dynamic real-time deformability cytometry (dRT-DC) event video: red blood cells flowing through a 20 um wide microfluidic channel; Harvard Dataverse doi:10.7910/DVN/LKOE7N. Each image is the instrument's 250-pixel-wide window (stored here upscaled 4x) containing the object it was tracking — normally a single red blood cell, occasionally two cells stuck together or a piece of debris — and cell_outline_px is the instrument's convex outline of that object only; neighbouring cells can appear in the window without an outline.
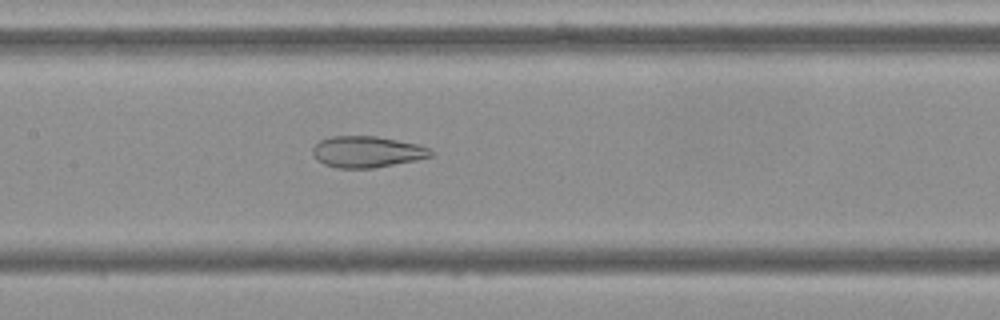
{"species": "Egyptian fruit bat (a non-hibernating species)", "species_latin": "Rousettus aegyptiacus", "temperature_condition": "cold", "stored_images_in_passage": 55, "camera_frame_rate_fps": 3000, "um_per_image_px": 0.085, "frame": {"image": 1, "passage_image": 26, "time_ms": 8.333, "image_size_px": [1000, 320], "cell_outline_px": [[432, 156], [416, 160], [372, 168], [336, 168], [324, 164], [316, 160], [312, 152], [312, 148], [320, 140], [332, 136], [376, 136], [416, 144], [428, 148], [432, 152]], "centroid_in_image_um": [31.14, 12.91], "position_along_channel_um": 176.3, "area_um2": 21.39}}
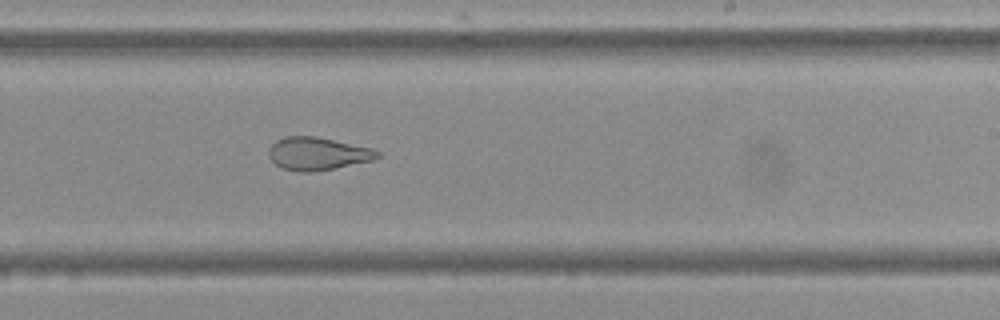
{"frame": {"image": 2, "passage_image": 33, "time_ms": 10.667, "image_size_px": [1000, 320], "cell_outline_px": [[380, 156], [372, 160], [336, 168], [312, 172], [300, 172], [284, 168], [276, 164], [268, 156], [268, 148], [276, 140], [284, 136], [316, 136], [372, 148], [380, 152]], "centroid_in_image_um": [26.98, 13.05], "position_along_channel_um": 262.0, "area_um2": 20.81}}
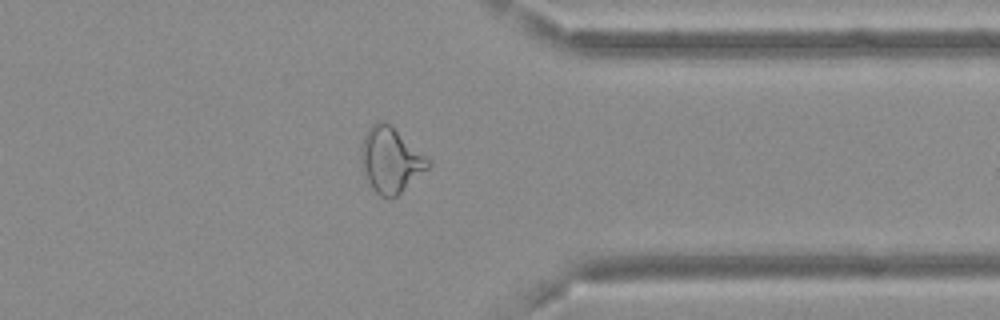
{"frame": {"image": 3, "passage_image": 43, "time_ms": 14.0, "image_size_px": [1000, 320], "cell_outline_px": [[432, 164], [428, 168], [396, 196], [380, 196], [372, 188], [368, 180], [360, 156], [360, 148], [364, 136], [368, 128], [376, 120], [384, 120], [432, 160]], "centroid_in_image_um": [33.21, 13.56], "position_along_channel_um": 378.2, "area_um2": 25.09}, "authors_computed_cell_mechanics": {"area_um2": 26.5302, "velocity_mm_per_s": 3.6953, "shape_relaxation_time_tau1_ms": null, "shape_relaxation_time_tau2_ms": 1.7695, "deformation_change_tau1": null, "deformation_change_tau2": 0.1003}}